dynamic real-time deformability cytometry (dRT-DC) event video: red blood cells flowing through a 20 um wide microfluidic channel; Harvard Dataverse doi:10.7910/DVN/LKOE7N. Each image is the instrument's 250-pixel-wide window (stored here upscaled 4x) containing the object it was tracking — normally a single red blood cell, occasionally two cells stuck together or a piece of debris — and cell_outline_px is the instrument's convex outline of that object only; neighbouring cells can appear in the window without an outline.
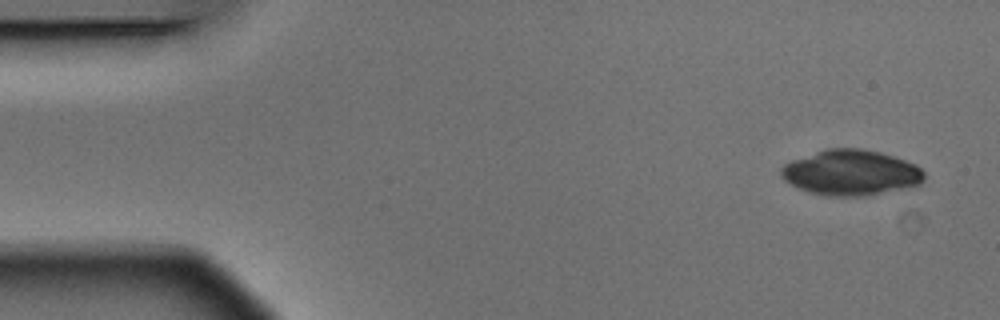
{"species": "Egyptian fruit bat (a non-hibernating species)", "species_latin": "Rousettus aegyptiacus", "temperature_condition": "warm", "stored_images_in_passage": 6, "segment_of_instrument_passage": [2, 2], "camera_frame_rate_fps": 3000, "um_per_image_px": 0.085, "animal": {"sex": "male"}, "frame": {"image": 1, "passage_image": 6, "time_ms": 1.667, "image_size_px": [1000, 320], "cell_outline_px": [[924, 180], [920, 184], [864, 196], [828, 196], [812, 192], [800, 188], [784, 180], [780, 176], [780, 168], [784, 164], [792, 160], [828, 148], [860, 148], [880, 152], [916, 164], [924, 172]], "centroid_in_image_um": [72.32, 14.66], "position_along_channel_um": 12.7, "area_um2": 37.51}}